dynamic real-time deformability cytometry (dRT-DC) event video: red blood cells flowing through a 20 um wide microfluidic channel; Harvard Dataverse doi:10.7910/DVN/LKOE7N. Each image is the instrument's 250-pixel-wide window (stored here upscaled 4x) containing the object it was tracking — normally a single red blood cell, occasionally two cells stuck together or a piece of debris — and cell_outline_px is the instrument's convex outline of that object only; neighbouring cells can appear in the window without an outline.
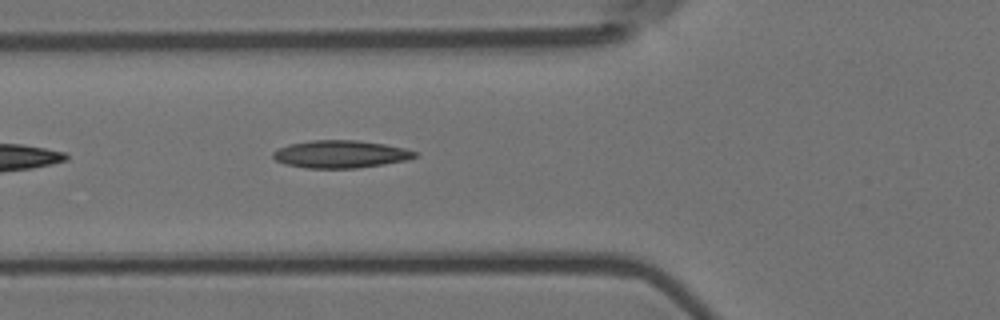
{"species": "Egyptian fruit bat (a non-hibernating species)", "species_latin": "Rousettus aegyptiacus", "temperature_condition": "room temperature", "stored_images_in_passage": 6, "camera_frame_rate_fps": 3000, "um_per_image_px": 0.085, "animal": {"sex": "female"}, "frame": {"image": 1, "passage_image": 6, "time_ms": 1.667, "image_size_px": [1000, 320], "cell_outline_px": [[416, 156], [408, 160], [384, 164], [356, 168], [304, 168], [284, 164], [276, 160], [272, 156], [272, 152], [288, 144], [312, 140], [360, 140], [384, 144], [404, 148], [416, 152]], "centroid_in_image_um": [28.92, 13.1], "position_along_channel_um": 96.9, "area_um2": 22.83}}